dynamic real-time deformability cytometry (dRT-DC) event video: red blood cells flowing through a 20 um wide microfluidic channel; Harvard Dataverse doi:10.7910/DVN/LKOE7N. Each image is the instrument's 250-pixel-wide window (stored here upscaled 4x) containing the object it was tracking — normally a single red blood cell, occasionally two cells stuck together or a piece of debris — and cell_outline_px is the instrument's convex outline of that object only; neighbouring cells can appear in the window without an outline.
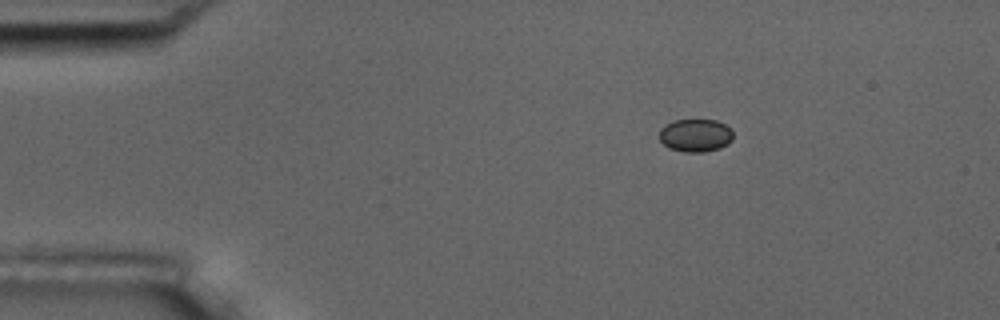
{"species": "common noctule bat (a hibernating species)", "species_latin": "Nyctalus noctula", "temperature_condition": "room temperature", "stored_images_in_passage": 3, "camera_frame_rate_fps": 3000, "um_per_image_px": 0.085, "animal": {"sex": "male", "body_mass_g": 17.5, "forearm_length_mm": 52.3}, "frame": {"image": 1, "passage_image": 1, "time_ms": 0.0, "image_size_px": [1000, 320], "cell_outline_px": [[732, 140], [728, 144], [720, 148], [704, 152], [684, 152], [668, 148], [660, 140], [660, 128], [676, 120], [716, 120], [724, 124], [732, 132]], "centroid_in_image_um": [59.11, 11.52], "position_along_channel_um": 25.9, "area_um2": 14.05}}